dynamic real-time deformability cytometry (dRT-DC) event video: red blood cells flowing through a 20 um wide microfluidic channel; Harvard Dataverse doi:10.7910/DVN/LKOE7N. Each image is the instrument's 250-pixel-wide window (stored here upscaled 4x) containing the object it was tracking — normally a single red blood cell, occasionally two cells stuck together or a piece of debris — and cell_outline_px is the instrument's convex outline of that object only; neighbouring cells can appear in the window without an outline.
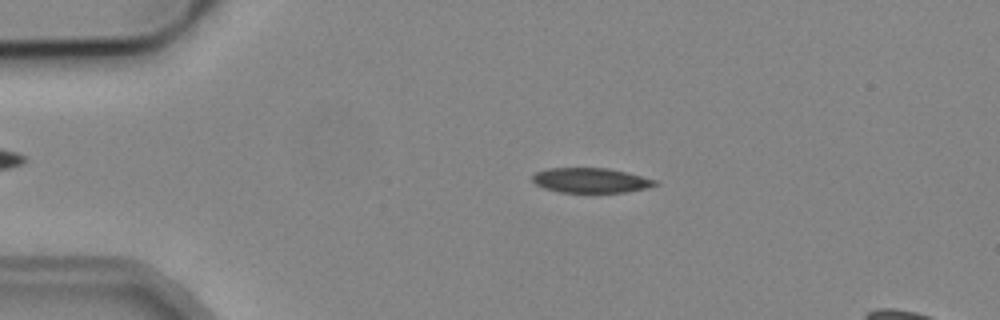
{"species": "common noctule bat (a hibernating species)", "species_latin": "Nyctalus noctula", "temperature_condition": "cold", "stored_images_in_passage": 4, "segment_of_instrument_passage": [1, 2], "camera_frame_rate_fps": 3000, "um_per_image_px": 0.085, "animal": {"sex": "male", "body_mass_g": 19.2, "forearm_length_mm": 51.8}, "frame": {"image": 1, "passage_image": 2, "time_ms": 1.0, "image_size_px": [1000, 320], "cell_outline_px": [[660, 184], [648, 188], [624, 192], [560, 192], [544, 188], [536, 184], [532, 180], [532, 176], [536, 172], [548, 168], [608, 168], [656, 180]], "centroid_in_image_um": [50.21, 15.33], "position_along_channel_um": 34.8, "area_um2": 17.63}}